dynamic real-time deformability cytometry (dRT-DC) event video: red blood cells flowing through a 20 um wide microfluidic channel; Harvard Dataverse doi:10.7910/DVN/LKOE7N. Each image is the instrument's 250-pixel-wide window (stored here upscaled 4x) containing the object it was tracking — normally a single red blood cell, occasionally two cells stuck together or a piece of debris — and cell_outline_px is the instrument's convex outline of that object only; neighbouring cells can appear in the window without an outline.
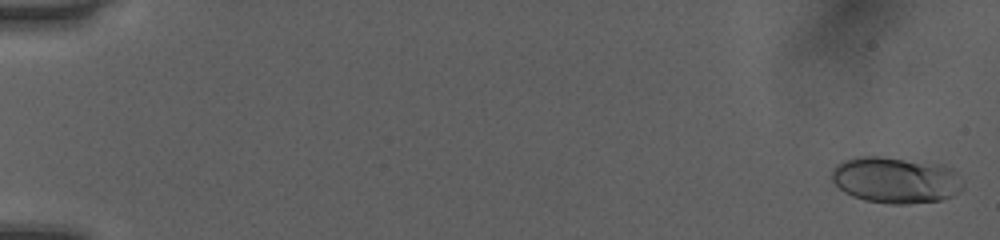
{"species": "human", "species_latin": "Homo sapiens", "temperature_condition": "room temperature", "stored_images_in_passage": 51, "camera_frame_rate_fps": 3000, "um_per_image_px": 0.085, "donor": {"sex": "female"}, "frame": {"image": 1, "passage_image": 1, "time_ms": 0.0, "image_size_px": [1000, 240], "cell_outline_px": [[964, 188], [960, 192], [952, 196], [940, 200], [908, 204], [892, 204], [864, 200], [852, 196], [844, 192], [832, 180], [832, 168], [836, 164], [844, 160], [860, 156], [880, 156], [944, 164], [952, 168], [956, 172], [964, 184]], "centroid_in_image_um": [76.16, 15.3], "position_along_channel_um": 8.8, "area_um2": 35.78}}
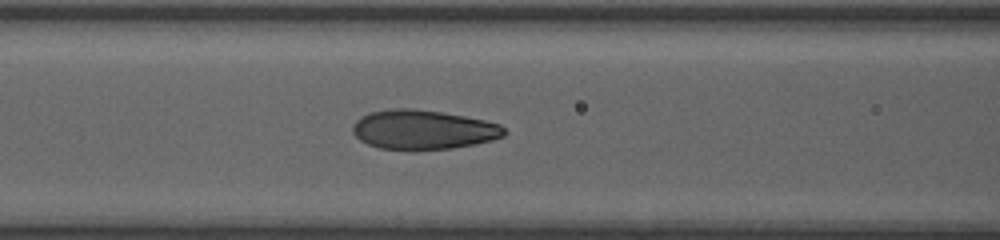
{"frame": {"image": 2, "passage_image": 23, "time_ms": 7.333, "image_size_px": [1000, 240], "cell_outline_px": [[508, 132], [504, 136], [492, 140], [476, 144], [452, 148], [380, 148], [368, 144], [360, 140], [352, 132], [352, 124], [356, 120], [368, 112], [392, 108], [412, 108], [440, 112], [464, 116], [484, 120], [500, 124]], "centroid_in_image_um": [35.97, 11.0], "position_along_channel_um": 130.6, "area_um2": 34.45}}
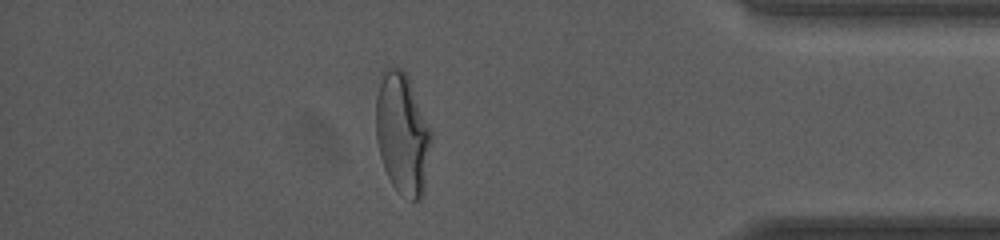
{"frame": {"image": 3, "passage_image": 45, "time_ms": 14.667, "image_size_px": [1000, 240], "cell_outline_px": [[432, 144], [424, 192], [420, 200], [412, 200], [400, 196], [392, 184], [384, 168], [380, 156], [376, 140], [376, 96], [380, 84], [388, 68], [400, 68], [408, 76], [432, 132]], "centroid_in_image_um": [34.23, 11.45], "position_along_channel_um": 401.0, "area_um2": 39.13}, "authors_computed_cell_mechanics": {"area_um2": 34.5066, "velocity_mm_per_s": 4.0754, "shape_relaxation_time_tau1_ms": 3.6998, "shape_relaxation_time_tau2_ms": null, "deformation_change_tau1": 0.1767, "deformation_change_tau2": null}}